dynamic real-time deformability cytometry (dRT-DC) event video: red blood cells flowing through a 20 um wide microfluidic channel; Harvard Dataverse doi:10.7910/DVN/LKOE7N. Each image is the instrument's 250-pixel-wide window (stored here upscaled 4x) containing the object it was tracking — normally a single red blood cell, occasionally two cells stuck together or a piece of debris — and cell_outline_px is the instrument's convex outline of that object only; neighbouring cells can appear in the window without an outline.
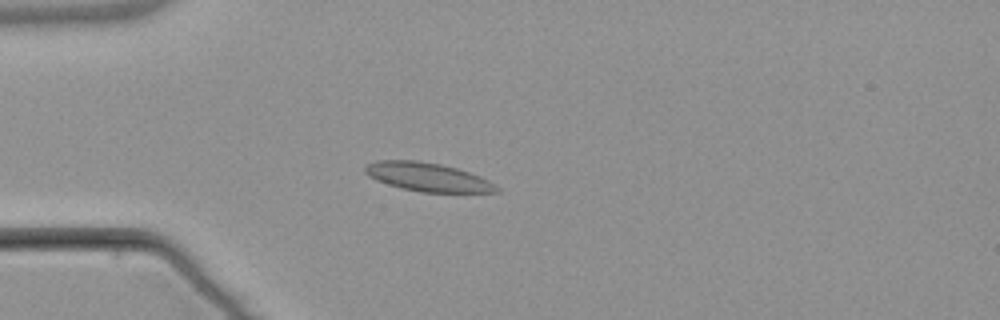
{"species": "common noctule bat (a hibernating species)", "species_latin": "Nyctalus noctula", "temperature_condition": "warm", "stored_images_in_passage": 5, "camera_frame_rate_fps": 3000, "um_per_image_px": 0.085, "animal": {"sex": "male", "body_mass_g": 21.5, "forearm_length_mm": 52.0}, "frame": {"image": 1, "passage_image": 5, "time_ms": 5.0, "image_size_px": [1000, 320], "cell_outline_px": [[500, 192], [420, 192], [400, 188], [376, 180], [368, 176], [364, 172], [364, 168], [368, 164], [376, 160], [416, 160], [440, 164], [456, 168], [480, 176], [488, 180], [500, 188]], "centroid_in_image_um": [36.33, 15.05], "position_along_channel_um": 48.7, "area_um2": 21.91}}